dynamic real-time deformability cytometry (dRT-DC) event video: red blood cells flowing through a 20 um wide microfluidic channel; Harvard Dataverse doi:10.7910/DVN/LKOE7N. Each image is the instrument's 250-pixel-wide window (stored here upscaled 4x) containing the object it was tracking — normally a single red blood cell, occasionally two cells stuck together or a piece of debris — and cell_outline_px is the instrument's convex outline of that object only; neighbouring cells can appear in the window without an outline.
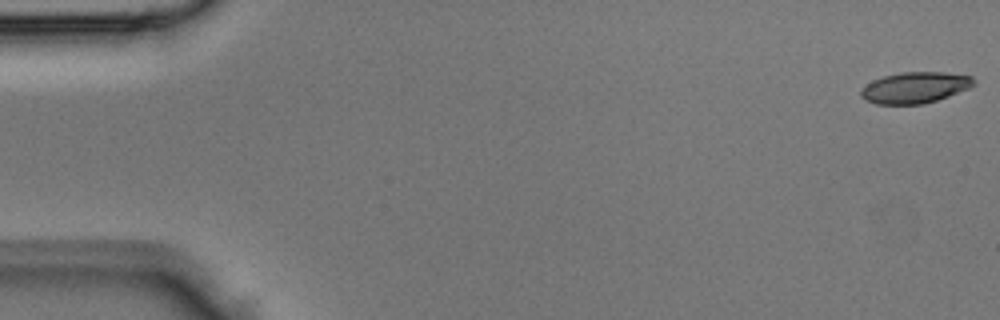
{"species": "Egyptian fruit bat (a non-hibernating species)", "species_latin": "Rousettus aegyptiacus", "temperature_condition": "room temperature", "stored_images_in_passage": 42, "camera_frame_rate_fps": 3000, "um_per_image_px": 0.085, "animal": {"sex": "male"}, "frame": {"image": 1, "passage_image": 1, "time_ms": 0.0, "image_size_px": [1000, 320], "cell_outline_px": [[976, 84], [968, 88], [948, 96], [924, 104], [876, 104], [860, 96], [860, 92], [872, 80], [884, 76], [904, 72], [944, 72], [972, 76]], "centroid_in_image_um": [77.79, 7.44], "position_along_channel_um": 7.2, "area_um2": 20.23}}
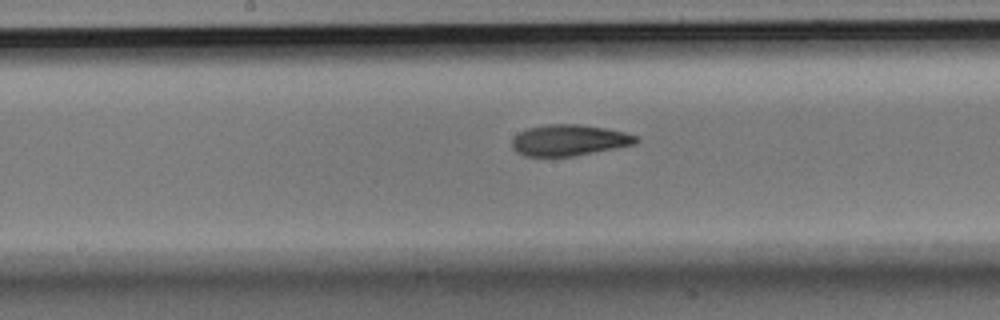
{"frame": {"image": 2, "passage_image": 22, "time_ms": 7.0, "image_size_px": [1000, 320], "cell_outline_px": [[640, 140], [636, 144], [572, 156], [528, 156], [512, 148], [512, 140], [520, 132], [528, 128], [548, 124], [576, 124], [604, 128], [624, 132], [640, 136]], "centroid_in_image_um": [48.42, 11.91], "position_along_channel_um": 199.8, "area_um2": 22.2}}
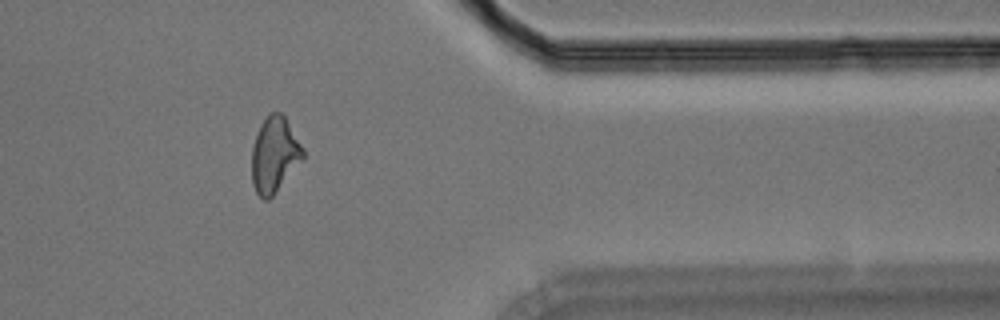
{"frame": {"image": 3, "passage_image": 35, "time_ms": 11.333, "image_size_px": [1000, 320], "cell_outline_px": [[304, 160], [272, 196], [268, 200], [264, 200], [256, 192], [252, 184], [252, 148], [256, 132], [260, 124], [268, 112], [280, 112], [284, 116], [304, 148]], "centroid_in_image_um": [23.33, 13.14], "position_along_channel_um": 388.1, "area_um2": 22.77}}